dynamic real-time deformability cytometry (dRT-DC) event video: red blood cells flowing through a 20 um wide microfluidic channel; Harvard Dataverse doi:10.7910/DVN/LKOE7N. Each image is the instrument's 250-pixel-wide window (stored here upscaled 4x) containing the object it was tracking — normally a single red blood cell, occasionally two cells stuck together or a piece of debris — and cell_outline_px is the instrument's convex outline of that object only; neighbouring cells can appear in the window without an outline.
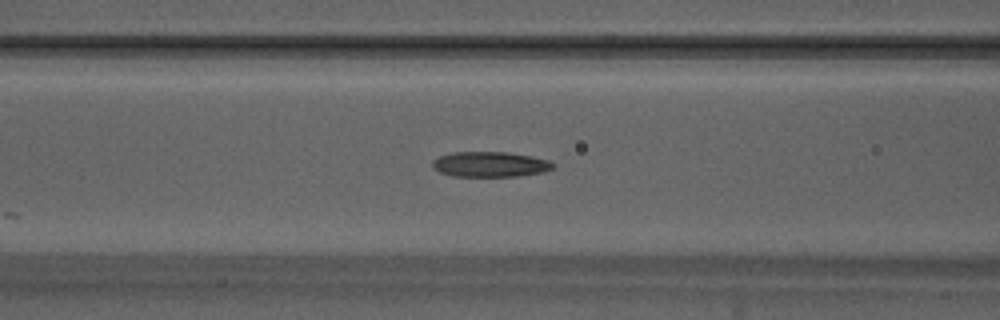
{"species": "Egyptian fruit bat (a non-hibernating species)", "species_latin": "Rousettus aegyptiacus", "temperature_condition": "warm", "stored_images_in_passage": 55, "segment_of_instrument_passage": [1, 2], "camera_frame_rate_fps": 3000, "um_per_image_px": 0.085, "animal": {"sex": "male"}, "frame": {"image": 1, "passage_image": 22, "time_ms": 7.0, "image_size_px": [1000, 320], "cell_outline_px": [[556, 164], [552, 168], [544, 172], [520, 176], [452, 176], [440, 172], [432, 168], [432, 160], [440, 156], [452, 152], [508, 152], [532, 156], [548, 160]], "centroid_in_image_um": [41.66, 13.96], "position_along_channel_um": 124.9, "area_um2": 17.86}}
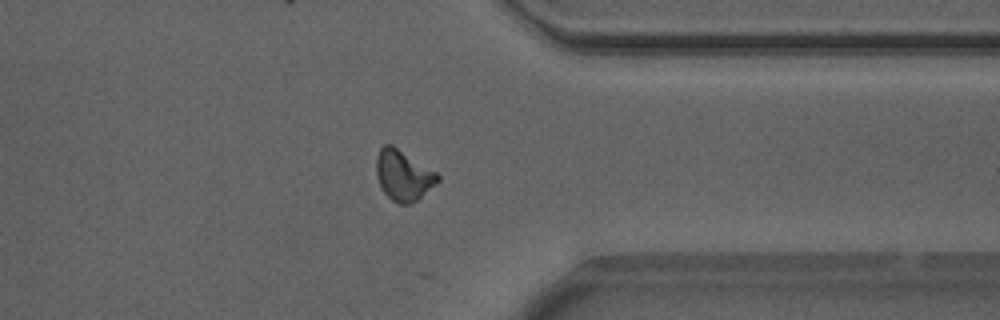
{"frame": {"image": 2, "passage_image": 42, "time_ms": 13.667, "image_size_px": [1000, 320], "cell_outline_px": [[440, 180], [436, 184], [416, 200], [408, 204], [400, 204], [392, 200], [384, 192], [376, 176], [376, 156], [380, 148], [384, 144], [392, 144], [436, 172], [440, 176]], "centroid_in_image_um": [34.26, 14.88], "position_along_channel_um": 377.1, "area_um2": 17.92}}
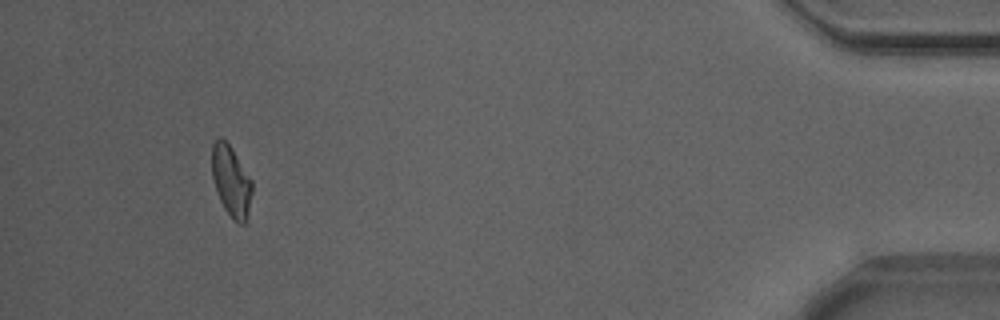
{"frame": {"image": 3, "passage_image": 50, "time_ms": 16.333, "image_size_px": [1000, 320], "cell_outline_px": [[252, 192], [248, 216], [244, 224], [240, 224], [232, 220], [224, 208], [220, 200], [212, 176], [212, 144], [220, 136], [232, 148], [252, 180]], "centroid_in_image_um": [19.66, 15.41], "position_along_channel_um": 415.5, "area_um2": 16.59}}